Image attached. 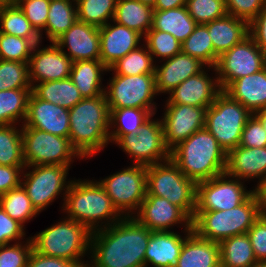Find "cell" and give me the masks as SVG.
I'll return each mask as SVG.
<instances>
[{
	"instance_id": "obj_1",
	"label": "cell",
	"mask_w": 266,
	"mask_h": 267,
	"mask_svg": "<svg viewBox=\"0 0 266 267\" xmlns=\"http://www.w3.org/2000/svg\"><path fill=\"white\" fill-rule=\"evenodd\" d=\"M151 232L133 216L93 231L88 267H145Z\"/></svg>"
},
{
	"instance_id": "obj_29",
	"label": "cell",
	"mask_w": 266,
	"mask_h": 267,
	"mask_svg": "<svg viewBox=\"0 0 266 267\" xmlns=\"http://www.w3.org/2000/svg\"><path fill=\"white\" fill-rule=\"evenodd\" d=\"M106 71L108 72V68L100 59L74 61L69 78L79 89L83 98H94L104 94L102 74Z\"/></svg>"
},
{
	"instance_id": "obj_20",
	"label": "cell",
	"mask_w": 266,
	"mask_h": 267,
	"mask_svg": "<svg viewBox=\"0 0 266 267\" xmlns=\"http://www.w3.org/2000/svg\"><path fill=\"white\" fill-rule=\"evenodd\" d=\"M54 43L74 61L100 59L99 28L76 21ZM68 48V53L64 48Z\"/></svg>"
},
{
	"instance_id": "obj_3",
	"label": "cell",
	"mask_w": 266,
	"mask_h": 267,
	"mask_svg": "<svg viewBox=\"0 0 266 267\" xmlns=\"http://www.w3.org/2000/svg\"><path fill=\"white\" fill-rule=\"evenodd\" d=\"M85 180H71L62 206L66 218L81 223L91 232L119 222L124 216L113 205L99 181Z\"/></svg>"
},
{
	"instance_id": "obj_15",
	"label": "cell",
	"mask_w": 266,
	"mask_h": 267,
	"mask_svg": "<svg viewBox=\"0 0 266 267\" xmlns=\"http://www.w3.org/2000/svg\"><path fill=\"white\" fill-rule=\"evenodd\" d=\"M252 193L253 190L247 191L240 179L223 173L197 183L196 211L230 210L242 204Z\"/></svg>"
},
{
	"instance_id": "obj_9",
	"label": "cell",
	"mask_w": 266,
	"mask_h": 267,
	"mask_svg": "<svg viewBox=\"0 0 266 267\" xmlns=\"http://www.w3.org/2000/svg\"><path fill=\"white\" fill-rule=\"evenodd\" d=\"M23 157L26 166H71L73 158L83 157L69 138L53 135L31 127H22Z\"/></svg>"
},
{
	"instance_id": "obj_30",
	"label": "cell",
	"mask_w": 266,
	"mask_h": 267,
	"mask_svg": "<svg viewBox=\"0 0 266 267\" xmlns=\"http://www.w3.org/2000/svg\"><path fill=\"white\" fill-rule=\"evenodd\" d=\"M154 8L139 0H117L113 22L139 33L142 37L152 28Z\"/></svg>"
},
{
	"instance_id": "obj_27",
	"label": "cell",
	"mask_w": 266,
	"mask_h": 267,
	"mask_svg": "<svg viewBox=\"0 0 266 267\" xmlns=\"http://www.w3.org/2000/svg\"><path fill=\"white\" fill-rule=\"evenodd\" d=\"M185 241L174 267H221L219 243L199 237L193 230Z\"/></svg>"
},
{
	"instance_id": "obj_31",
	"label": "cell",
	"mask_w": 266,
	"mask_h": 267,
	"mask_svg": "<svg viewBox=\"0 0 266 267\" xmlns=\"http://www.w3.org/2000/svg\"><path fill=\"white\" fill-rule=\"evenodd\" d=\"M196 25L186 6L153 12L152 28L170 33L181 43L190 36Z\"/></svg>"
},
{
	"instance_id": "obj_42",
	"label": "cell",
	"mask_w": 266,
	"mask_h": 267,
	"mask_svg": "<svg viewBox=\"0 0 266 267\" xmlns=\"http://www.w3.org/2000/svg\"><path fill=\"white\" fill-rule=\"evenodd\" d=\"M181 52L199 59L209 68H214V47L206 25L197 24L190 36L181 43Z\"/></svg>"
},
{
	"instance_id": "obj_7",
	"label": "cell",
	"mask_w": 266,
	"mask_h": 267,
	"mask_svg": "<svg viewBox=\"0 0 266 267\" xmlns=\"http://www.w3.org/2000/svg\"><path fill=\"white\" fill-rule=\"evenodd\" d=\"M146 195L165 198L194 218L197 184L186 177L171 159L147 166Z\"/></svg>"
},
{
	"instance_id": "obj_53",
	"label": "cell",
	"mask_w": 266,
	"mask_h": 267,
	"mask_svg": "<svg viewBox=\"0 0 266 267\" xmlns=\"http://www.w3.org/2000/svg\"><path fill=\"white\" fill-rule=\"evenodd\" d=\"M25 167L0 165V195L21 185V175Z\"/></svg>"
},
{
	"instance_id": "obj_24",
	"label": "cell",
	"mask_w": 266,
	"mask_h": 267,
	"mask_svg": "<svg viewBox=\"0 0 266 267\" xmlns=\"http://www.w3.org/2000/svg\"><path fill=\"white\" fill-rule=\"evenodd\" d=\"M225 173L242 180L266 178V147L237 146L227 152Z\"/></svg>"
},
{
	"instance_id": "obj_61",
	"label": "cell",
	"mask_w": 266,
	"mask_h": 267,
	"mask_svg": "<svg viewBox=\"0 0 266 267\" xmlns=\"http://www.w3.org/2000/svg\"><path fill=\"white\" fill-rule=\"evenodd\" d=\"M250 267H266V262L265 261H258Z\"/></svg>"
},
{
	"instance_id": "obj_56",
	"label": "cell",
	"mask_w": 266,
	"mask_h": 267,
	"mask_svg": "<svg viewBox=\"0 0 266 267\" xmlns=\"http://www.w3.org/2000/svg\"><path fill=\"white\" fill-rule=\"evenodd\" d=\"M253 192L257 197L260 213L266 215V178L255 186Z\"/></svg>"
},
{
	"instance_id": "obj_58",
	"label": "cell",
	"mask_w": 266,
	"mask_h": 267,
	"mask_svg": "<svg viewBox=\"0 0 266 267\" xmlns=\"http://www.w3.org/2000/svg\"><path fill=\"white\" fill-rule=\"evenodd\" d=\"M254 115L260 120L266 131V108L255 112Z\"/></svg>"
},
{
	"instance_id": "obj_37",
	"label": "cell",
	"mask_w": 266,
	"mask_h": 267,
	"mask_svg": "<svg viewBox=\"0 0 266 267\" xmlns=\"http://www.w3.org/2000/svg\"><path fill=\"white\" fill-rule=\"evenodd\" d=\"M78 21L103 27L113 21L117 0H75Z\"/></svg>"
},
{
	"instance_id": "obj_11",
	"label": "cell",
	"mask_w": 266,
	"mask_h": 267,
	"mask_svg": "<svg viewBox=\"0 0 266 267\" xmlns=\"http://www.w3.org/2000/svg\"><path fill=\"white\" fill-rule=\"evenodd\" d=\"M104 94L109 110L119 108L156 109L155 74L118 75L109 80ZM107 89V90H106Z\"/></svg>"
},
{
	"instance_id": "obj_44",
	"label": "cell",
	"mask_w": 266,
	"mask_h": 267,
	"mask_svg": "<svg viewBox=\"0 0 266 267\" xmlns=\"http://www.w3.org/2000/svg\"><path fill=\"white\" fill-rule=\"evenodd\" d=\"M143 38L153 61L156 56L167 60L181 53V42L170 33L151 28Z\"/></svg>"
},
{
	"instance_id": "obj_47",
	"label": "cell",
	"mask_w": 266,
	"mask_h": 267,
	"mask_svg": "<svg viewBox=\"0 0 266 267\" xmlns=\"http://www.w3.org/2000/svg\"><path fill=\"white\" fill-rule=\"evenodd\" d=\"M33 250L31 238L25 244L15 242V244L0 245V267H27L28 258Z\"/></svg>"
},
{
	"instance_id": "obj_21",
	"label": "cell",
	"mask_w": 266,
	"mask_h": 267,
	"mask_svg": "<svg viewBox=\"0 0 266 267\" xmlns=\"http://www.w3.org/2000/svg\"><path fill=\"white\" fill-rule=\"evenodd\" d=\"M204 70L175 87L169 93L166 104H186L206 109L211 106L221 89L217 78L212 79Z\"/></svg>"
},
{
	"instance_id": "obj_60",
	"label": "cell",
	"mask_w": 266,
	"mask_h": 267,
	"mask_svg": "<svg viewBox=\"0 0 266 267\" xmlns=\"http://www.w3.org/2000/svg\"><path fill=\"white\" fill-rule=\"evenodd\" d=\"M139 1L142 3L148 4V5H151L152 7H154L157 2V0H139Z\"/></svg>"
},
{
	"instance_id": "obj_35",
	"label": "cell",
	"mask_w": 266,
	"mask_h": 267,
	"mask_svg": "<svg viewBox=\"0 0 266 267\" xmlns=\"http://www.w3.org/2000/svg\"><path fill=\"white\" fill-rule=\"evenodd\" d=\"M77 20L75 0H51L44 29L50 43L65 33Z\"/></svg>"
},
{
	"instance_id": "obj_45",
	"label": "cell",
	"mask_w": 266,
	"mask_h": 267,
	"mask_svg": "<svg viewBox=\"0 0 266 267\" xmlns=\"http://www.w3.org/2000/svg\"><path fill=\"white\" fill-rule=\"evenodd\" d=\"M32 88L27 62L0 60V91Z\"/></svg>"
},
{
	"instance_id": "obj_49",
	"label": "cell",
	"mask_w": 266,
	"mask_h": 267,
	"mask_svg": "<svg viewBox=\"0 0 266 267\" xmlns=\"http://www.w3.org/2000/svg\"><path fill=\"white\" fill-rule=\"evenodd\" d=\"M229 15L250 24L266 6V0H225Z\"/></svg>"
},
{
	"instance_id": "obj_2",
	"label": "cell",
	"mask_w": 266,
	"mask_h": 267,
	"mask_svg": "<svg viewBox=\"0 0 266 267\" xmlns=\"http://www.w3.org/2000/svg\"><path fill=\"white\" fill-rule=\"evenodd\" d=\"M69 123L71 144L84 159L107 147L110 110L105 94L83 98L69 109Z\"/></svg>"
},
{
	"instance_id": "obj_39",
	"label": "cell",
	"mask_w": 266,
	"mask_h": 267,
	"mask_svg": "<svg viewBox=\"0 0 266 267\" xmlns=\"http://www.w3.org/2000/svg\"><path fill=\"white\" fill-rule=\"evenodd\" d=\"M144 46V47H143ZM138 46L124 57L115 62L108 71L118 75L154 74L155 64L146 45ZM142 47V48H141Z\"/></svg>"
},
{
	"instance_id": "obj_54",
	"label": "cell",
	"mask_w": 266,
	"mask_h": 267,
	"mask_svg": "<svg viewBox=\"0 0 266 267\" xmlns=\"http://www.w3.org/2000/svg\"><path fill=\"white\" fill-rule=\"evenodd\" d=\"M27 267H77L71 260L42 255L32 250Z\"/></svg>"
},
{
	"instance_id": "obj_33",
	"label": "cell",
	"mask_w": 266,
	"mask_h": 267,
	"mask_svg": "<svg viewBox=\"0 0 266 267\" xmlns=\"http://www.w3.org/2000/svg\"><path fill=\"white\" fill-rule=\"evenodd\" d=\"M157 109L119 108L110 110L109 141L114 143L120 136L136 134ZM117 126V127H116Z\"/></svg>"
},
{
	"instance_id": "obj_13",
	"label": "cell",
	"mask_w": 266,
	"mask_h": 267,
	"mask_svg": "<svg viewBox=\"0 0 266 267\" xmlns=\"http://www.w3.org/2000/svg\"><path fill=\"white\" fill-rule=\"evenodd\" d=\"M114 143L133 157V164L149 166L170 159V151L165 146L162 121L153 120L152 116L136 134L120 136Z\"/></svg>"
},
{
	"instance_id": "obj_32",
	"label": "cell",
	"mask_w": 266,
	"mask_h": 267,
	"mask_svg": "<svg viewBox=\"0 0 266 267\" xmlns=\"http://www.w3.org/2000/svg\"><path fill=\"white\" fill-rule=\"evenodd\" d=\"M32 92L42 100L67 109H71L83 99L79 89L70 78L39 82L32 87Z\"/></svg>"
},
{
	"instance_id": "obj_52",
	"label": "cell",
	"mask_w": 266,
	"mask_h": 267,
	"mask_svg": "<svg viewBox=\"0 0 266 267\" xmlns=\"http://www.w3.org/2000/svg\"><path fill=\"white\" fill-rule=\"evenodd\" d=\"M24 230V226L8 216L0 206V245L10 244L13 240L21 242L26 236Z\"/></svg>"
},
{
	"instance_id": "obj_19",
	"label": "cell",
	"mask_w": 266,
	"mask_h": 267,
	"mask_svg": "<svg viewBox=\"0 0 266 267\" xmlns=\"http://www.w3.org/2000/svg\"><path fill=\"white\" fill-rule=\"evenodd\" d=\"M21 127H31L69 138V109L42 100L32 92Z\"/></svg>"
},
{
	"instance_id": "obj_34",
	"label": "cell",
	"mask_w": 266,
	"mask_h": 267,
	"mask_svg": "<svg viewBox=\"0 0 266 267\" xmlns=\"http://www.w3.org/2000/svg\"><path fill=\"white\" fill-rule=\"evenodd\" d=\"M221 267H250L257 261L247 233L219 242Z\"/></svg>"
},
{
	"instance_id": "obj_6",
	"label": "cell",
	"mask_w": 266,
	"mask_h": 267,
	"mask_svg": "<svg viewBox=\"0 0 266 267\" xmlns=\"http://www.w3.org/2000/svg\"><path fill=\"white\" fill-rule=\"evenodd\" d=\"M261 215L253 192L242 204L225 211H195L192 230L201 238L220 242L247 233Z\"/></svg>"
},
{
	"instance_id": "obj_46",
	"label": "cell",
	"mask_w": 266,
	"mask_h": 267,
	"mask_svg": "<svg viewBox=\"0 0 266 267\" xmlns=\"http://www.w3.org/2000/svg\"><path fill=\"white\" fill-rule=\"evenodd\" d=\"M186 8L197 24H207L227 15L225 0H187Z\"/></svg>"
},
{
	"instance_id": "obj_55",
	"label": "cell",
	"mask_w": 266,
	"mask_h": 267,
	"mask_svg": "<svg viewBox=\"0 0 266 267\" xmlns=\"http://www.w3.org/2000/svg\"><path fill=\"white\" fill-rule=\"evenodd\" d=\"M249 35L262 51L266 48V6L249 24Z\"/></svg>"
},
{
	"instance_id": "obj_10",
	"label": "cell",
	"mask_w": 266,
	"mask_h": 267,
	"mask_svg": "<svg viewBox=\"0 0 266 267\" xmlns=\"http://www.w3.org/2000/svg\"><path fill=\"white\" fill-rule=\"evenodd\" d=\"M99 183L124 217L133 216L146 196L147 166L132 164L122 171L99 180Z\"/></svg>"
},
{
	"instance_id": "obj_25",
	"label": "cell",
	"mask_w": 266,
	"mask_h": 267,
	"mask_svg": "<svg viewBox=\"0 0 266 267\" xmlns=\"http://www.w3.org/2000/svg\"><path fill=\"white\" fill-rule=\"evenodd\" d=\"M230 98L241 103L250 113L266 108V68L238 78L224 90Z\"/></svg>"
},
{
	"instance_id": "obj_62",
	"label": "cell",
	"mask_w": 266,
	"mask_h": 267,
	"mask_svg": "<svg viewBox=\"0 0 266 267\" xmlns=\"http://www.w3.org/2000/svg\"><path fill=\"white\" fill-rule=\"evenodd\" d=\"M264 67L266 68V48L263 50Z\"/></svg>"
},
{
	"instance_id": "obj_59",
	"label": "cell",
	"mask_w": 266,
	"mask_h": 267,
	"mask_svg": "<svg viewBox=\"0 0 266 267\" xmlns=\"http://www.w3.org/2000/svg\"><path fill=\"white\" fill-rule=\"evenodd\" d=\"M15 3V0H0V9L4 6Z\"/></svg>"
},
{
	"instance_id": "obj_5",
	"label": "cell",
	"mask_w": 266,
	"mask_h": 267,
	"mask_svg": "<svg viewBox=\"0 0 266 267\" xmlns=\"http://www.w3.org/2000/svg\"><path fill=\"white\" fill-rule=\"evenodd\" d=\"M91 235L86 226L65 217L30 238L37 253L71 260L77 267H88L89 262L82 258L90 254Z\"/></svg>"
},
{
	"instance_id": "obj_14",
	"label": "cell",
	"mask_w": 266,
	"mask_h": 267,
	"mask_svg": "<svg viewBox=\"0 0 266 267\" xmlns=\"http://www.w3.org/2000/svg\"><path fill=\"white\" fill-rule=\"evenodd\" d=\"M264 68L263 51L248 35L240 43L223 53L214 71L221 91L238 78L254 74Z\"/></svg>"
},
{
	"instance_id": "obj_18",
	"label": "cell",
	"mask_w": 266,
	"mask_h": 267,
	"mask_svg": "<svg viewBox=\"0 0 266 267\" xmlns=\"http://www.w3.org/2000/svg\"><path fill=\"white\" fill-rule=\"evenodd\" d=\"M36 44L28 63L31 86L39 82L64 80L70 77L73 61L54 42L39 48Z\"/></svg>"
},
{
	"instance_id": "obj_40",
	"label": "cell",
	"mask_w": 266,
	"mask_h": 267,
	"mask_svg": "<svg viewBox=\"0 0 266 267\" xmlns=\"http://www.w3.org/2000/svg\"><path fill=\"white\" fill-rule=\"evenodd\" d=\"M0 206L8 216L23 226L26 221L39 215L22 185L0 195Z\"/></svg>"
},
{
	"instance_id": "obj_28",
	"label": "cell",
	"mask_w": 266,
	"mask_h": 267,
	"mask_svg": "<svg viewBox=\"0 0 266 267\" xmlns=\"http://www.w3.org/2000/svg\"><path fill=\"white\" fill-rule=\"evenodd\" d=\"M174 231L151 232L145 252V267H174L185 237Z\"/></svg>"
},
{
	"instance_id": "obj_41",
	"label": "cell",
	"mask_w": 266,
	"mask_h": 267,
	"mask_svg": "<svg viewBox=\"0 0 266 267\" xmlns=\"http://www.w3.org/2000/svg\"><path fill=\"white\" fill-rule=\"evenodd\" d=\"M0 33L25 39H41L16 3L0 9Z\"/></svg>"
},
{
	"instance_id": "obj_50",
	"label": "cell",
	"mask_w": 266,
	"mask_h": 267,
	"mask_svg": "<svg viewBox=\"0 0 266 267\" xmlns=\"http://www.w3.org/2000/svg\"><path fill=\"white\" fill-rule=\"evenodd\" d=\"M239 145L248 148L266 147V131L254 114L244 126Z\"/></svg>"
},
{
	"instance_id": "obj_22",
	"label": "cell",
	"mask_w": 266,
	"mask_h": 267,
	"mask_svg": "<svg viewBox=\"0 0 266 267\" xmlns=\"http://www.w3.org/2000/svg\"><path fill=\"white\" fill-rule=\"evenodd\" d=\"M114 24L109 21L99 28L100 60L108 69L120 58L140 46L142 39L136 31L116 22Z\"/></svg>"
},
{
	"instance_id": "obj_8",
	"label": "cell",
	"mask_w": 266,
	"mask_h": 267,
	"mask_svg": "<svg viewBox=\"0 0 266 267\" xmlns=\"http://www.w3.org/2000/svg\"><path fill=\"white\" fill-rule=\"evenodd\" d=\"M251 115L241 103L221 91L206 109L205 128L228 152L239 146L244 126Z\"/></svg>"
},
{
	"instance_id": "obj_48",
	"label": "cell",
	"mask_w": 266,
	"mask_h": 267,
	"mask_svg": "<svg viewBox=\"0 0 266 267\" xmlns=\"http://www.w3.org/2000/svg\"><path fill=\"white\" fill-rule=\"evenodd\" d=\"M15 3L25 14L32 27L42 38L43 29H45L48 19L49 4L48 0H15Z\"/></svg>"
},
{
	"instance_id": "obj_43",
	"label": "cell",
	"mask_w": 266,
	"mask_h": 267,
	"mask_svg": "<svg viewBox=\"0 0 266 267\" xmlns=\"http://www.w3.org/2000/svg\"><path fill=\"white\" fill-rule=\"evenodd\" d=\"M41 42V39H25L0 33V60L29 63L34 46Z\"/></svg>"
},
{
	"instance_id": "obj_57",
	"label": "cell",
	"mask_w": 266,
	"mask_h": 267,
	"mask_svg": "<svg viewBox=\"0 0 266 267\" xmlns=\"http://www.w3.org/2000/svg\"><path fill=\"white\" fill-rule=\"evenodd\" d=\"M187 0H157L154 10H169L186 6Z\"/></svg>"
},
{
	"instance_id": "obj_23",
	"label": "cell",
	"mask_w": 266,
	"mask_h": 267,
	"mask_svg": "<svg viewBox=\"0 0 266 267\" xmlns=\"http://www.w3.org/2000/svg\"><path fill=\"white\" fill-rule=\"evenodd\" d=\"M163 65L155 66V88L157 95L170 93L183 81L201 72L207 66L199 59L179 53L165 60Z\"/></svg>"
},
{
	"instance_id": "obj_4",
	"label": "cell",
	"mask_w": 266,
	"mask_h": 267,
	"mask_svg": "<svg viewBox=\"0 0 266 267\" xmlns=\"http://www.w3.org/2000/svg\"><path fill=\"white\" fill-rule=\"evenodd\" d=\"M227 152L204 127L170 152V159L196 184L225 173Z\"/></svg>"
},
{
	"instance_id": "obj_16",
	"label": "cell",
	"mask_w": 266,
	"mask_h": 267,
	"mask_svg": "<svg viewBox=\"0 0 266 267\" xmlns=\"http://www.w3.org/2000/svg\"><path fill=\"white\" fill-rule=\"evenodd\" d=\"M162 118L165 146L171 152L194 132L205 127V107L165 104Z\"/></svg>"
},
{
	"instance_id": "obj_26",
	"label": "cell",
	"mask_w": 266,
	"mask_h": 267,
	"mask_svg": "<svg viewBox=\"0 0 266 267\" xmlns=\"http://www.w3.org/2000/svg\"><path fill=\"white\" fill-rule=\"evenodd\" d=\"M205 25L214 47V68L223 53L249 35V24L229 14Z\"/></svg>"
},
{
	"instance_id": "obj_36",
	"label": "cell",
	"mask_w": 266,
	"mask_h": 267,
	"mask_svg": "<svg viewBox=\"0 0 266 267\" xmlns=\"http://www.w3.org/2000/svg\"><path fill=\"white\" fill-rule=\"evenodd\" d=\"M32 88L0 91V125H16L25 120Z\"/></svg>"
},
{
	"instance_id": "obj_38",
	"label": "cell",
	"mask_w": 266,
	"mask_h": 267,
	"mask_svg": "<svg viewBox=\"0 0 266 267\" xmlns=\"http://www.w3.org/2000/svg\"><path fill=\"white\" fill-rule=\"evenodd\" d=\"M0 125V165L26 166L23 157L22 128Z\"/></svg>"
},
{
	"instance_id": "obj_12",
	"label": "cell",
	"mask_w": 266,
	"mask_h": 267,
	"mask_svg": "<svg viewBox=\"0 0 266 267\" xmlns=\"http://www.w3.org/2000/svg\"><path fill=\"white\" fill-rule=\"evenodd\" d=\"M30 168L32 171L26 173L23 170L22 177L24 178L21 179V185L39 213L54 202L62 191L64 201L71 183V180L66 181L69 166L36 165L26 166L25 170Z\"/></svg>"
},
{
	"instance_id": "obj_17",
	"label": "cell",
	"mask_w": 266,
	"mask_h": 267,
	"mask_svg": "<svg viewBox=\"0 0 266 267\" xmlns=\"http://www.w3.org/2000/svg\"><path fill=\"white\" fill-rule=\"evenodd\" d=\"M134 214L133 217L152 232L171 231L178 223L183 224L184 232L192 231V219L180 207L162 197L146 195Z\"/></svg>"
},
{
	"instance_id": "obj_51",
	"label": "cell",
	"mask_w": 266,
	"mask_h": 267,
	"mask_svg": "<svg viewBox=\"0 0 266 267\" xmlns=\"http://www.w3.org/2000/svg\"><path fill=\"white\" fill-rule=\"evenodd\" d=\"M247 235L257 261L266 262V215L261 214L255 220Z\"/></svg>"
}]
</instances>
